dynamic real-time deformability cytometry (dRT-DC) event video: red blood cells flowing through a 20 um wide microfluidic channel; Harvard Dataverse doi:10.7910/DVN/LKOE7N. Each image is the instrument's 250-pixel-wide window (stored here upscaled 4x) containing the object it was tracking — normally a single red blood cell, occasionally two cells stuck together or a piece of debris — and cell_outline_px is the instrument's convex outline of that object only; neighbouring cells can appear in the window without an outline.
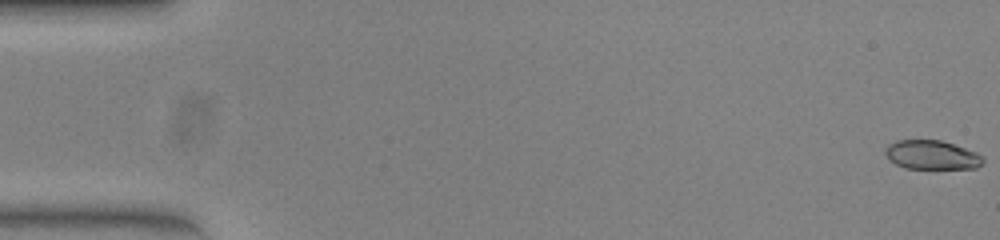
{"species": "common noctule bat (a hibernating species)", "species_latin": "Nyctalus noctula", "temperature_condition": "warm", "stored_images_in_passage": 53, "camera_frame_rate_fps": 3000, "um_per_image_px": 0.085, "animal": {"sex": "female", "body_mass_g": 23.0, "forearm_length_mm": 53.4}, "frame": {"image": 1, "passage_image": 1, "time_ms": 0.0, "image_size_px": [1000, 240], "cell_outline_px": [[984, 164], [976, 168], [904, 168], [896, 164], [884, 152], [884, 148], [888, 144], [896, 140], [940, 140], [976, 152], [984, 156]], "centroid_in_image_um": [79.22, 13.16], "position_along_channel_um": 5.8, "area_um2": 16.47}}
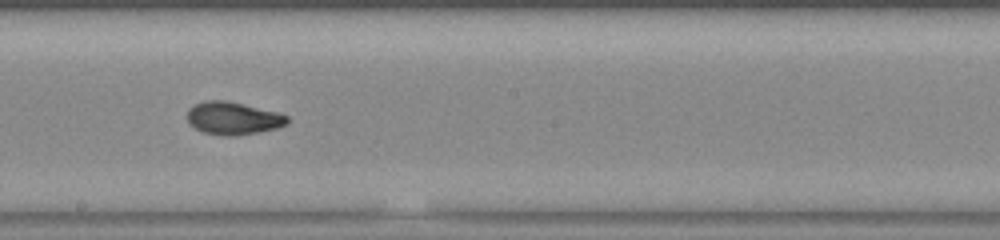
{"frame": {"image": 2, "passage_image": 30, "time_ms": 9.667, "image_size_px": [1000, 240], "cell_outline_px": [[288, 124], [276, 128], [236, 136], [228, 136], [204, 132], [188, 124], [188, 108], [204, 100], [224, 100], [244, 104], [280, 112], [288, 116]], "centroid_in_image_um": [19.83, 10.04], "position_along_channel_um": 228.4, "area_um2": 19.07}}
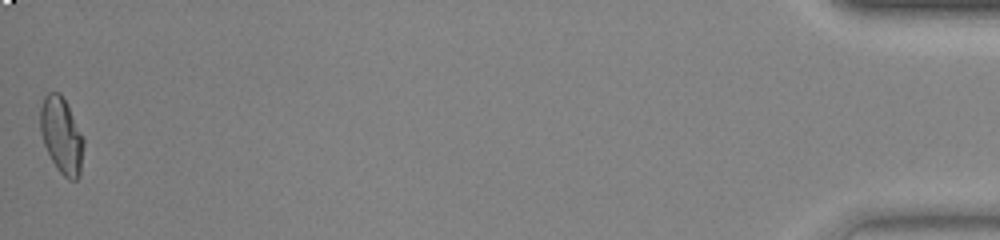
{"frame": {"image": 3, "passage_image": 53, "time_ms": 17.333, "image_size_px": [1000, 240], "cell_outline_px": [[84, 144], [80, 176], [76, 180], [68, 180], [56, 168], [44, 144], [40, 132], [40, 108], [44, 96], [48, 92], [60, 92], [84, 136]], "centroid_in_image_um": [5.24, 11.52], "position_along_channel_um": 430.0, "area_um2": 19.36}, "authors_computed_cell_mechanics": {"area_um2": 18.496, "velocity_mm_per_s": 3.9308, "shape_relaxation_time_tau1_ms": 6.6065, "shape_relaxation_time_tau2_ms": 0.957, "deformation_change_tau1": 0.2422, "deformation_change_tau2": 0.0536}}